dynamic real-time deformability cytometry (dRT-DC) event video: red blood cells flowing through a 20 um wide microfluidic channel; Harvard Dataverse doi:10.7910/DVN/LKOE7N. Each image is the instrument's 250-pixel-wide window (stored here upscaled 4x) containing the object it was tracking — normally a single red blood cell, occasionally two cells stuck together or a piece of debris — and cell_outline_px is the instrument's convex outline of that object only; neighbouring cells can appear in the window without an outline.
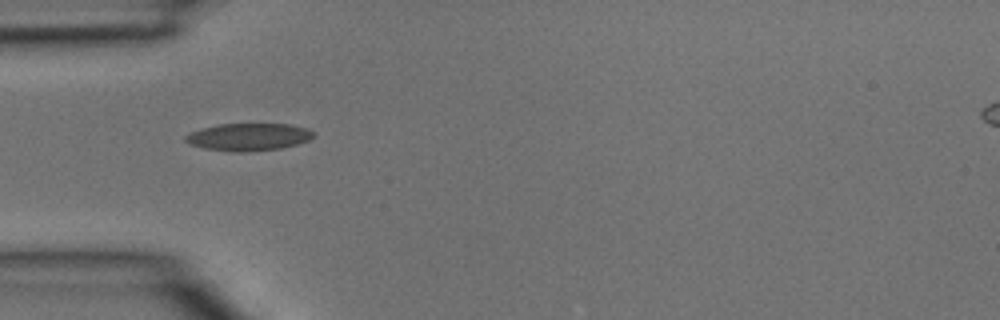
{"species": "common noctule bat (a hibernating species)", "species_latin": "Nyctalus noctula", "temperature_condition": "room temperature", "stored_images_in_passage": 3, "camera_frame_rate_fps": 3000, "um_per_image_px": 0.085, "animal": {"sex": "male", "body_mass_g": 15.6}, "frame": {"image": 1, "passage_image": 1, "time_ms": 0.0, "image_size_px": [1000, 320], "cell_outline_px": [[316, 136], [308, 140], [296, 144], [280, 148], [248, 152], [240, 152], [204, 148], [192, 144], [184, 140], [184, 136], [192, 132], [204, 128], [220, 124], [292, 124], [308, 128], [316, 132]], "centroid_in_image_um": [21.2, 11.63], "position_along_channel_um": 63.8, "area_um2": 20.35}}
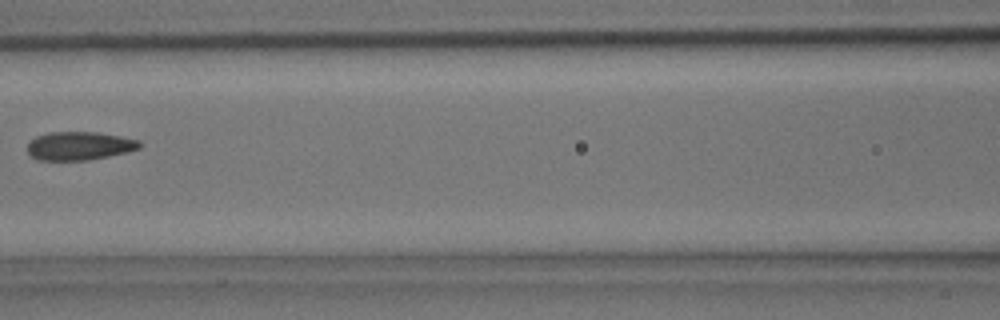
{"frame": {"image": 2, "passage_image": 3, "time_ms": 0.667, "image_size_px": [1000, 320], "cell_outline_px": [[144, 144], [140, 148], [128, 152], [88, 160], [40, 160], [32, 156], [28, 152], [28, 144], [36, 136], [48, 132], [96, 132], [120, 136], [140, 140]], "centroid_in_image_um": [6.79, 12.39], "position_along_channel_um": 159.8, "area_um2": 18.61}}